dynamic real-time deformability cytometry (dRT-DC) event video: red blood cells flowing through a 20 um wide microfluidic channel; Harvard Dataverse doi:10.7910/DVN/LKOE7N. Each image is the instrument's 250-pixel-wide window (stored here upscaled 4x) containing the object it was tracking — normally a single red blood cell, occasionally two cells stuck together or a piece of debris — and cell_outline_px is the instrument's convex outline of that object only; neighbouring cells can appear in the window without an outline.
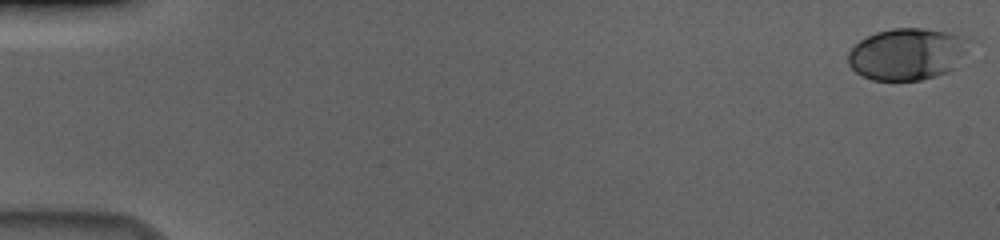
{"species": "human", "species_latin": "Homo sapiens", "temperature_condition": "cold", "stored_images_in_passage": 57, "camera_frame_rate_fps": 3000, "um_per_image_px": 0.085, "donor": {"sex": "male"}, "frame": {"image": 1, "passage_image": 1, "time_ms": 0.0, "image_size_px": [1000, 240], "cell_outline_px": [[980, 40], [956, 68], [948, 72], [936, 76], [920, 80], [872, 80], [856, 72], [848, 64], [848, 52], [860, 40], [876, 32], [892, 28], [924, 28], [968, 36]], "centroid_in_image_um": [77.28, 4.57], "position_along_channel_um": 7.7, "area_um2": 37.74}}
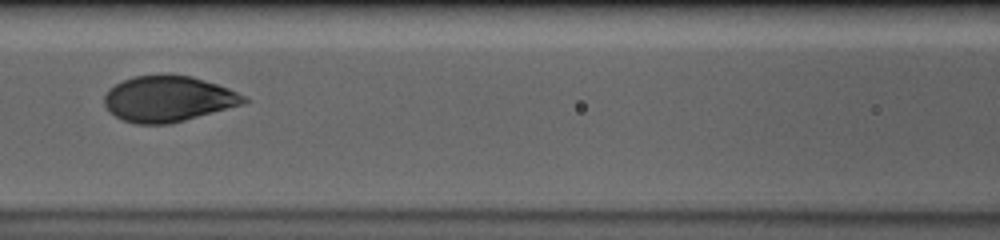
{"frame": {"image": 2, "passage_image": 27, "time_ms": 8.667, "image_size_px": [1000, 240], "cell_outline_px": [[248, 100], [244, 104], [184, 120], [168, 124], [136, 124], [124, 120], [108, 112], [104, 104], [104, 96], [108, 88], [124, 80], [136, 76], [192, 76], [228, 88], [244, 96]], "centroid_in_image_um": [14.26, 8.42], "position_along_channel_um": 152.3, "area_um2": 36.7}}
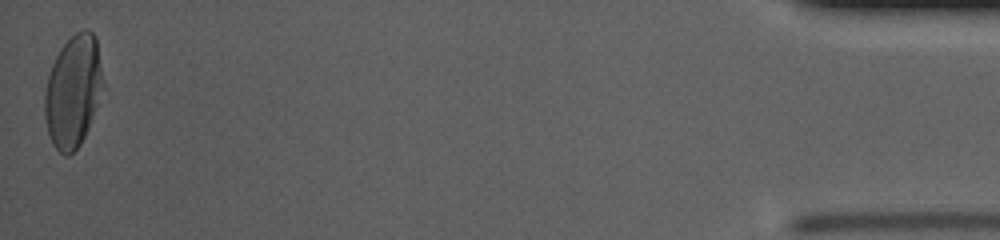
{"frame": {"image": 3, "passage_image": 57, "time_ms": 18.667, "image_size_px": [1000, 240], "cell_outline_px": [[108, 88], [80, 144], [68, 156], [64, 156], [52, 144], [48, 132], [44, 116], [44, 96], [48, 76], [52, 64], [60, 48], [76, 32], [84, 28], [88, 28], [96, 36]], "centroid_in_image_um": [6.29, 7.72], "position_along_channel_um": 428.9, "area_um2": 39.42}, "authors_computed_cell_mechanics": {"area_um2": 37.1076, "velocity_mm_per_s": 3.648, "shape_relaxation_time_tau1_ms": 3.6664, "shape_relaxation_time_tau2_ms": null, "deformation_change_tau1": 0.1662, "deformation_change_tau2": null}}